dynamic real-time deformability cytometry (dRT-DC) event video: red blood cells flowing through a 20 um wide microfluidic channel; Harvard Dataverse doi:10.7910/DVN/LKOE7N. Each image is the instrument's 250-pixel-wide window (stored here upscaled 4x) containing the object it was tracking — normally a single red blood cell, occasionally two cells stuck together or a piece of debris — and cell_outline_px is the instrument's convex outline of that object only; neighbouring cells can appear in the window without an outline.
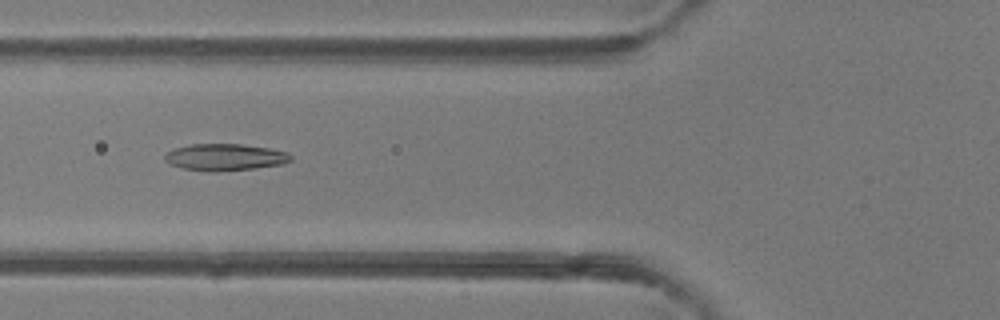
{"species": "common noctule bat (a hibernating species)", "species_latin": "Nyctalus noctula", "temperature_condition": "room temperature", "stored_images_in_passage": 5, "camera_frame_rate_fps": 3000, "um_per_image_px": 0.085, "animal": {"sex": "female"}, "frame": {"image": 1, "passage_image": 5, "time_ms": 1.333, "image_size_px": [1000, 320], "cell_outline_px": [[292, 160], [284, 164], [252, 168], [216, 172], [208, 172], [184, 168], [172, 164], [164, 160], [164, 156], [168, 152], [176, 148], [188, 144], [240, 144], [268, 148], [288, 152], [292, 156]], "centroid_in_image_um": [19.14, 13.36], "position_along_channel_um": 106.7, "area_um2": 19.59}}